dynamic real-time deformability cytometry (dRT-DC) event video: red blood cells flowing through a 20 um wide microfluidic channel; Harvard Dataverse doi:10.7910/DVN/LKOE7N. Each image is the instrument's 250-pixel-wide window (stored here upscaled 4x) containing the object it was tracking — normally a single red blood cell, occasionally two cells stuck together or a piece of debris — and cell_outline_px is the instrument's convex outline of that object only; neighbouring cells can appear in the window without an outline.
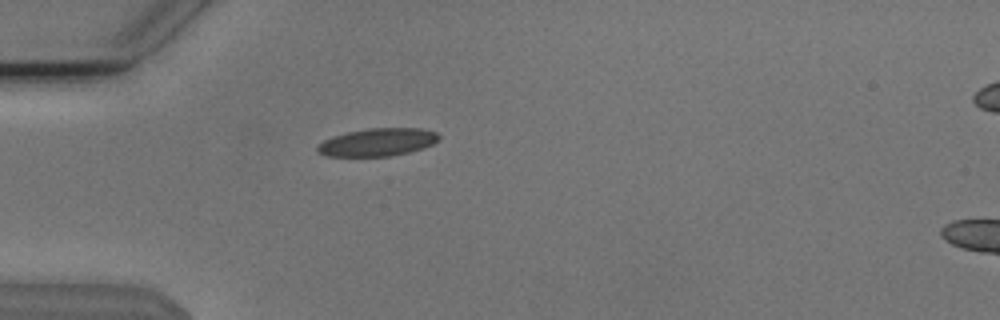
{"species": "Egyptian fruit bat (a non-hibernating species)", "species_latin": "Rousettus aegyptiacus", "temperature_condition": "cold", "stored_images_in_passage": 5, "camera_frame_rate_fps": 3000, "um_per_image_px": 0.085, "animal": {"sex": "male"}, "frame": {"image": 1, "passage_image": 5, "time_ms": 1.333, "image_size_px": [1000, 320], "cell_outline_px": [[440, 136], [432, 144], [424, 148], [408, 152], [388, 156], [328, 156], [316, 152], [316, 148], [324, 140], [332, 136], [348, 132], [368, 128], [420, 128], [436, 132]], "centroid_in_image_um": [32.08, 12.08], "position_along_channel_um": 52.9, "area_um2": 19.54}}